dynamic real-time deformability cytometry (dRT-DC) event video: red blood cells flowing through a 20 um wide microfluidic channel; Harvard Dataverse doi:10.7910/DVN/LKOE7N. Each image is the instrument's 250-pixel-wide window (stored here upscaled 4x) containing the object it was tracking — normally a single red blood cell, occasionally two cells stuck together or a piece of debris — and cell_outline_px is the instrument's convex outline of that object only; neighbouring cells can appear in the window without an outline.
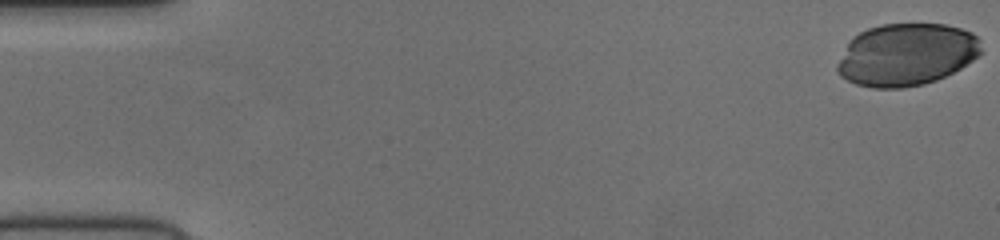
{"species": "human", "species_latin": "Homo sapiens", "temperature_condition": "cold", "stored_images_in_passage": 45, "camera_frame_rate_fps": 3000, "um_per_image_px": 0.085, "donor": {"sex": "female"}, "frame": {"image": 1, "passage_image": 1, "time_ms": 0.0, "image_size_px": [1000, 240], "cell_outline_px": [[980, 52], [972, 60], [960, 68], [936, 80], [924, 84], [904, 88], [872, 88], [856, 84], [840, 76], [836, 72], [836, 64], [852, 36], [868, 28], [880, 24], [944, 24], [960, 28], [972, 32], [980, 40]], "centroid_in_image_um": [77.01, 4.64], "position_along_channel_um": 8.0, "area_um2": 52.31}}
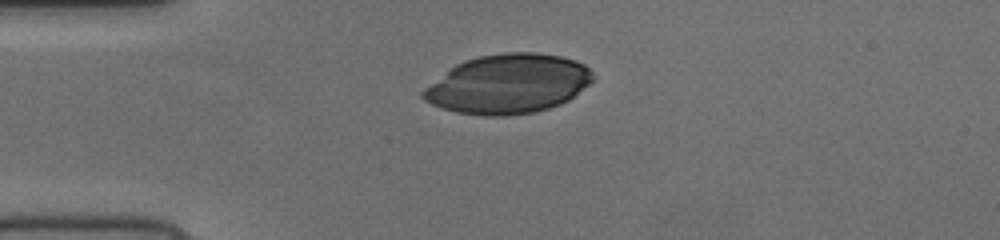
{"frame": {"image": 2, "passage_image": 14, "time_ms": 4.333, "image_size_px": [1000, 240], "cell_outline_px": [[596, 76], [588, 84], [568, 100], [560, 104], [536, 112], [508, 116], [484, 116], [456, 112], [432, 104], [424, 100], [420, 96], [420, 92], [424, 88], [456, 64], [464, 60], [480, 56], [504, 52], [536, 52], [560, 56], [576, 60], [584, 64]], "centroid_in_image_um": [43.19, 7.14], "position_along_channel_um": 41.8, "area_um2": 58.67}}
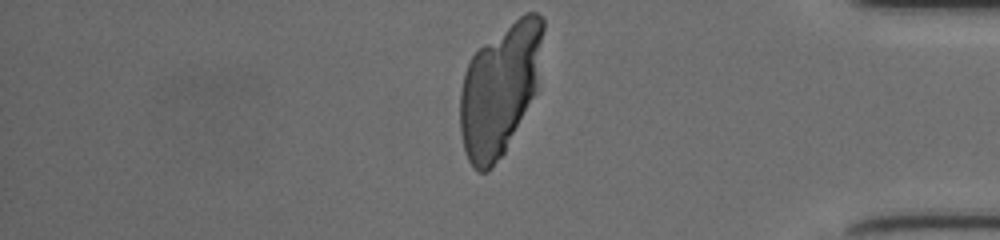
{"frame": {"image": 3, "passage_image": 45, "time_ms": 14.667, "image_size_px": [1000, 240], "cell_outline_px": [[544, 28], [536, 92], [504, 152], [492, 168], [488, 172], [476, 172], [472, 168], [468, 160], [464, 148], [460, 132], [460, 92], [464, 72], [472, 56], [484, 44], [524, 12], [536, 12], [544, 16]], "centroid_in_image_um": [42.48, 7.6], "position_along_channel_um": 392.7, "area_um2": 63.18}}